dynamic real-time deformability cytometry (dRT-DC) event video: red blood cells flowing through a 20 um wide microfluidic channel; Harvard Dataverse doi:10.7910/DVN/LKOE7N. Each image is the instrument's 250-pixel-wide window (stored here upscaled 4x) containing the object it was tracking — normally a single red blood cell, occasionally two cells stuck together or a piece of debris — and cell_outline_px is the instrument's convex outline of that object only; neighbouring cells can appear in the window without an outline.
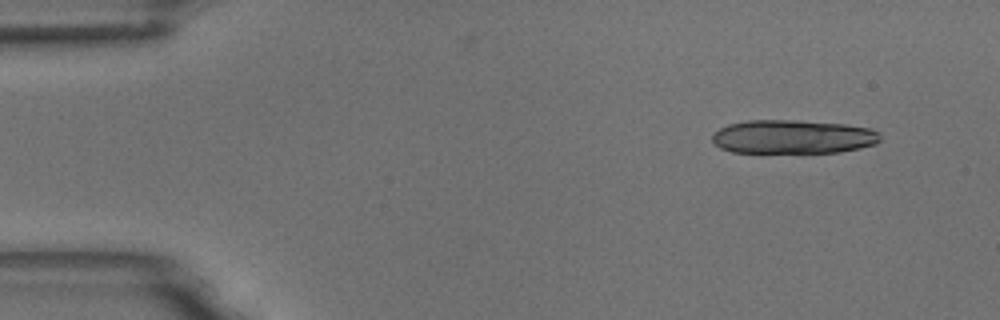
{"species": "common noctule bat (a hibernating species)", "species_latin": "Nyctalus noctula", "temperature_condition": "room temperature", "stored_images_in_passage": 4, "camera_frame_rate_fps": 3000, "um_per_image_px": 0.085, "animal": {"sex": "male", "body_mass_g": 18.8}, "frame": {"image": 1, "passage_image": 1, "time_ms": 0.0, "image_size_px": [1000, 320], "cell_outline_px": [[880, 140], [876, 144], [860, 148], [840, 152], [732, 152], [720, 148], [712, 140], [712, 136], [720, 128], [728, 124], [748, 120], [792, 120], [844, 124], [872, 128], [880, 132]], "centroid_in_image_um": [67.43, 11.62], "position_along_channel_um": 17.6, "area_um2": 33.06}}